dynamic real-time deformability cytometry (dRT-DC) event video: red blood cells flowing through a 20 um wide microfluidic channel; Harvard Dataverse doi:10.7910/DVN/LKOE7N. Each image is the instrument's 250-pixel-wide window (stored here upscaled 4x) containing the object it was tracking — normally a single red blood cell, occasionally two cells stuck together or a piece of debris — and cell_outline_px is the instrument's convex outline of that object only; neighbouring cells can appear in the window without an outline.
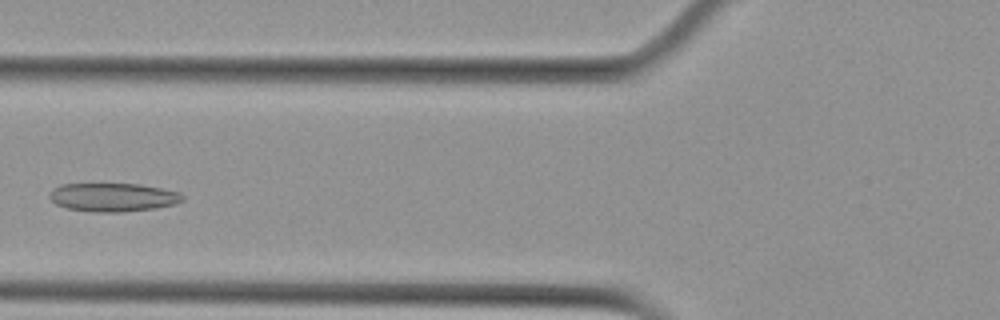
{"species": "Egyptian fruit bat (a non-hibernating species)", "species_latin": "Rousettus aegyptiacus", "temperature_condition": "cold", "stored_images_in_passage": 4, "camera_frame_rate_fps": 3000, "um_per_image_px": 0.085, "animal": {"sex": "female"}, "frame": {"image": 1, "passage_image": 4, "time_ms": 3.667, "image_size_px": [1000, 320], "cell_outline_px": [[184, 200], [176, 204], [156, 208], [120, 212], [92, 212], [68, 208], [56, 204], [48, 196], [52, 188], [60, 184], [140, 184], [180, 192], [184, 196]], "centroid_in_image_um": [9.61, 16.76], "position_along_channel_um": 116.2, "area_um2": 22.2}}